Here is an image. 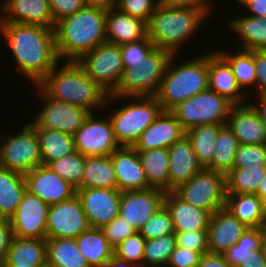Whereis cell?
I'll return each mask as SVG.
<instances>
[{
    "label": "cell",
    "mask_w": 266,
    "mask_h": 267,
    "mask_svg": "<svg viewBox=\"0 0 266 267\" xmlns=\"http://www.w3.org/2000/svg\"><path fill=\"white\" fill-rule=\"evenodd\" d=\"M0 38L13 56L16 69L30 84H38L61 63L55 42L54 28L0 22Z\"/></svg>",
    "instance_id": "cell-1"
},
{
    "label": "cell",
    "mask_w": 266,
    "mask_h": 267,
    "mask_svg": "<svg viewBox=\"0 0 266 267\" xmlns=\"http://www.w3.org/2000/svg\"><path fill=\"white\" fill-rule=\"evenodd\" d=\"M37 85L53 99L85 108L91 113L102 109L109 111L108 105L112 102L111 95L94 82L77 61H65L63 65L61 62Z\"/></svg>",
    "instance_id": "cell-2"
},
{
    "label": "cell",
    "mask_w": 266,
    "mask_h": 267,
    "mask_svg": "<svg viewBox=\"0 0 266 267\" xmlns=\"http://www.w3.org/2000/svg\"><path fill=\"white\" fill-rule=\"evenodd\" d=\"M106 9L87 7L55 23L59 59L77 61L83 54L106 42Z\"/></svg>",
    "instance_id": "cell-3"
},
{
    "label": "cell",
    "mask_w": 266,
    "mask_h": 267,
    "mask_svg": "<svg viewBox=\"0 0 266 267\" xmlns=\"http://www.w3.org/2000/svg\"><path fill=\"white\" fill-rule=\"evenodd\" d=\"M178 56L173 55L170 59L154 95L163 111H171L183 101L209 89L208 51L193 58H184V62L179 61ZM177 60L180 63H176Z\"/></svg>",
    "instance_id": "cell-4"
},
{
    "label": "cell",
    "mask_w": 266,
    "mask_h": 267,
    "mask_svg": "<svg viewBox=\"0 0 266 267\" xmlns=\"http://www.w3.org/2000/svg\"><path fill=\"white\" fill-rule=\"evenodd\" d=\"M208 19L201 10L159 4L147 22V37L156 47L180 55L185 49L184 43L194 39L196 32L202 29L201 24Z\"/></svg>",
    "instance_id": "cell-5"
},
{
    "label": "cell",
    "mask_w": 266,
    "mask_h": 267,
    "mask_svg": "<svg viewBox=\"0 0 266 267\" xmlns=\"http://www.w3.org/2000/svg\"><path fill=\"white\" fill-rule=\"evenodd\" d=\"M128 101L107 112L120 146L132 147L163 111L154 96H113L111 101ZM130 100V102H129Z\"/></svg>",
    "instance_id": "cell-6"
},
{
    "label": "cell",
    "mask_w": 266,
    "mask_h": 267,
    "mask_svg": "<svg viewBox=\"0 0 266 267\" xmlns=\"http://www.w3.org/2000/svg\"><path fill=\"white\" fill-rule=\"evenodd\" d=\"M173 54L156 47L146 58L123 64L124 71L113 96H154L165 76Z\"/></svg>",
    "instance_id": "cell-7"
},
{
    "label": "cell",
    "mask_w": 266,
    "mask_h": 267,
    "mask_svg": "<svg viewBox=\"0 0 266 267\" xmlns=\"http://www.w3.org/2000/svg\"><path fill=\"white\" fill-rule=\"evenodd\" d=\"M233 103L210 89L183 101L170 112L187 131L204 124H226Z\"/></svg>",
    "instance_id": "cell-8"
},
{
    "label": "cell",
    "mask_w": 266,
    "mask_h": 267,
    "mask_svg": "<svg viewBox=\"0 0 266 267\" xmlns=\"http://www.w3.org/2000/svg\"><path fill=\"white\" fill-rule=\"evenodd\" d=\"M21 131L0 136V167L26 174L42 165L36 129L27 122Z\"/></svg>",
    "instance_id": "cell-9"
},
{
    "label": "cell",
    "mask_w": 266,
    "mask_h": 267,
    "mask_svg": "<svg viewBox=\"0 0 266 267\" xmlns=\"http://www.w3.org/2000/svg\"><path fill=\"white\" fill-rule=\"evenodd\" d=\"M174 192L189 204L213 214L225 207L226 176L221 172L203 168Z\"/></svg>",
    "instance_id": "cell-10"
},
{
    "label": "cell",
    "mask_w": 266,
    "mask_h": 267,
    "mask_svg": "<svg viewBox=\"0 0 266 267\" xmlns=\"http://www.w3.org/2000/svg\"><path fill=\"white\" fill-rule=\"evenodd\" d=\"M77 62L109 95L116 91L124 71L120 45L102 43L83 54Z\"/></svg>",
    "instance_id": "cell-11"
},
{
    "label": "cell",
    "mask_w": 266,
    "mask_h": 267,
    "mask_svg": "<svg viewBox=\"0 0 266 267\" xmlns=\"http://www.w3.org/2000/svg\"><path fill=\"white\" fill-rule=\"evenodd\" d=\"M36 95L43 104L40 111L29 122L33 127H42L74 134L84 123L91 112L74 104L58 101L48 96L37 84L33 85Z\"/></svg>",
    "instance_id": "cell-12"
},
{
    "label": "cell",
    "mask_w": 266,
    "mask_h": 267,
    "mask_svg": "<svg viewBox=\"0 0 266 267\" xmlns=\"http://www.w3.org/2000/svg\"><path fill=\"white\" fill-rule=\"evenodd\" d=\"M96 113H91L73 134L75 150L85 157L110 156L121 147L115 138L108 114L102 119Z\"/></svg>",
    "instance_id": "cell-13"
},
{
    "label": "cell",
    "mask_w": 266,
    "mask_h": 267,
    "mask_svg": "<svg viewBox=\"0 0 266 267\" xmlns=\"http://www.w3.org/2000/svg\"><path fill=\"white\" fill-rule=\"evenodd\" d=\"M49 208L48 203L26 190L15 214L9 219L13 236L46 239Z\"/></svg>",
    "instance_id": "cell-14"
},
{
    "label": "cell",
    "mask_w": 266,
    "mask_h": 267,
    "mask_svg": "<svg viewBox=\"0 0 266 267\" xmlns=\"http://www.w3.org/2000/svg\"><path fill=\"white\" fill-rule=\"evenodd\" d=\"M47 238H76L90 228L87 216L77 195L50 205L47 222Z\"/></svg>",
    "instance_id": "cell-15"
},
{
    "label": "cell",
    "mask_w": 266,
    "mask_h": 267,
    "mask_svg": "<svg viewBox=\"0 0 266 267\" xmlns=\"http://www.w3.org/2000/svg\"><path fill=\"white\" fill-rule=\"evenodd\" d=\"M76 195L90 227L102 228L119 215L121 192L117 188H78Z\"/></svg>",
    "instance_id": "cell-16"
},
{
    "label": "cell",
    "mask_w": 266,
    "mask_h": 267,
    "mask_svg": "<svg viewBox=\"0 0 266 267\" xmlns=\"http://www.w3.org/2000/svg\"><path fill=\"white\" fill-rule=\"evenodd\" d=\"M165 193L157 188L121 192L119 215L139 232L164 205Z\"/></svg>",
    "instance_id": "cell-17"
},
{
    "label": "cell",
    "mask_w": 266,
    "mask_h": 267,
    "mask_svg": "<svg viewBox=\"0 0 266 267\" xmlns=\"http://www.w3.org/2000/svg\"><path fill=\"white\" fill-rule=\"evenodd\" d=\"M26 190L49 205L67 201L76 195L77 189L46 165L24 174Z\"/></svg>",
    "instance_id": "cell-18"
},
{
    "label": "cell",
    "mask_w": 266,
    "mask_h": 267,
    "mask_svg": "<svg viewBox=\"0 0 266 267\" xmlns=\"http://www.w3.org/2000/svg\"><path fill=\"white\" fill-rule=\"evenodd\" d=\"M186 131L170 111H162L156 120L141 134L132 145L138 153L156 148H169L185 135Z\"/></svg>",
    "instance_id": "cell-19"
},
{
    "label": "cell",
    "mask_w": 266,
    "mask_h": 267,
    "mask_svg": "<svg viewBox=\"0 0 266 267\" xmlns=\"http://www.w3.org/2000/svg\"><path fill=\"white\" fill-rule=\"evenodd\" d=\"M1 1L0 22L31 24L48 28L55 27L48 0Z\"/></svg>",
    "instance_id": "cell-20"
},
{
    "label": "cell",
    "mask_w": 266,
    "mask_h": 267,
    "mask_svg": "<svg viewBox=\"0 0 266 267\" xmlns=\"http://www.w3.org/2000/svg\"><path fill=\"white\" fill-rule=\"evenodd\" d=\"M120 192L150 188L139 154L128 146H121L111 155Z\"/></svg>",
    "instance_id": "cell-21"
},
{
    "label": "cell",
    "mask_w": 266,
    "mask_h": 267,
    "mask_svg": "<svg viewBox=\"0 0 266 267\" xmlns=\"http://www.w3.org/2000/svg\"><path fill=\"white\" fill-rule=\"evenodd\" d=\"M226 124L238 139L239 144H266L264 124L250 101L233 105Z\"/></svg>",
    "instance_id": "cell-22"
},
{
    "label": "cell",
    "mask_w": 266,
    "mask_h": 267,
    "mask_svg": "<svg viewBox=\"0 0 266 267\" xmlns=\"http://www.w3.org/2000/svg\"><path fill=\"white\" fill-rule=\"evenodd\" d=\"M208 83L210 90L227 98L234 105L252 99L240 89L229 63L216 50L208 52Z\"/></svg>",
    "instance_id": "cell-23"
},
{
    "label": "cell",
    "mask_w": 266,
    "mask_h": 267,
    "mask_svg": "<svg viewBox=\"0 0 266 267\" xmlns=\"http://www.w3.org/2000/svg\"><path fill=\"white\" fill-rule=\"evenodd\" d=\"M245 227L225 207L215 211L208 227V248L211 253L224 254L241 237Z\"/></svg>",
    "instance_id": "cell-24"
},
{
    "label": "cell",
    "mask_w": 266,
    "mask_h": 267,
    "mask_svg": "<svg viewBox=\"0 0 266 267\" xmlns=\"http://www.w3.org/2000/svg\"><path fill=\"white\" fill-rule=\"evenodd\" d=\"M169 191L188 182L203 167L198 162L189 138L184 135L169 148Z\"/></svg>",
    "instance_id": "cell-25"
},
{
    "label": "cell",
    "mask_w": 266,
    "mask_h": 267,
    "mask_svg": "<svg viewBox=\"0 0 266 267\" xmlns=\"http://www.w3.org/2000/svg\"><path fill=\"white\" fill-rule=\"evenodd\" d=\"M164 205L170 212L175 232L208 230L212 214L184 201L174 191L165 193Z\"/></svg>",
    "instance_id": "cell-26"
},
{
    "label": "cell",
    "mask_w": 266,
    "mask_h": 267,
    "mask_svg": "<svg viewBox=\"0 0 266 267\" xmlns=\"http://www.w3.org/2000/svg\"><path fill=\"white\" fill-rule=\"evenodd\" d=\"M147 37V22L115 7L106 13V42L123 45Z\"/></svg>",
    "instance_id": "cell-27"
},
{
    "label": "cell",
    "mask_w": 266,
    "mask_h": 267,
    "mask_svg": "<svg viewBox=\"0 0 266 267\" xmlns=\"http://www.w3.org/2000/svg\"><path fill=\"white\" fill-rule=\"evenodd\" d=\"M225 24L236 35L235 48L253 51L266 50V17H251L246 14L227 18ZM239 37V38H238ZM239 40V41H238Z\"/></svg>",
    "instance_id": "cell-28"
},
{
    "label": "cell",
    "mask_w": 266,
    "mask_h": 267,
    "mask_svg": "<svg viewBox=\"0 0 266 267\" xmlns=\"http://www.w3.org/2000/svg\"><path fill=\"white\" fill-rule=\"evenodd\" d=\"M225 208L247 228L266 224V203L256 194H227Z\"/></svg>",
    "instance_id": "cell-29"
},
{
    "label": "cell",
    "mask_w": 266,
    "mask_h": 267,
    "mask_svg": "<svg viewBox=\"0 0 266 267\" xmlns=\"http://www.w3.org/2000/svg\"><path fill=\"white\" fill-rule=\"evenodd\" d=\"M5 261L16 267H47L46 239L13 236Z\"/></svg>",
    "instance_id": "cell-30"
},
{
    "label": "cell",
    "mask_w": 266,
    "mask_h": 267,
    "mask_svg": "<svg viewBox=\"0 0 266 267\" xmlns=\"http://www.w3.org/2000/svg\"><path fill=\"white\" fill-rule=\"evenodd\" d=\"M227 50L216 49L229 63L240 89L250 98L251 92H254L252 90L256 88L255 50L248 51L239 48L233 49V52Z\"/></svg>",
    "instance_id": "cell-31"
},
{
    "label": "cell",
    "mask_w": 266,
    "mask_h": 267,
    "mask_svg": "<svg viewBox=\"0 0 266 267\" xmlns=\"http://www.w3.org/2000/svg\"><path fill=\"white\" fill-rule=\"evenodd\" d=\"M75 241L90 267H105L114 256V248L107 241L101 228L90 227L76 237Z\"/></svg>",
    "instance_id": "cell-32"
},
{
    "label": "cell",
    "mask_w": 266,
    "mask_h": 267,
    "mask_svg": "<svg viewBox=\"0 0 266 267\" xmlns=\"http://www.w3.org/2000/svg\"><path fill=\"white\" fill-rule=\"evenodd\" d=\"M26 191L24 174L0 167V215L10 219Z\"/></svg>",
    "instance_id": "cell-33"
},
{
    "label": "cell",
    "mask_w": 266,
    "mask_h": 267,
    "mask_svg": "<svg viewBox=\"0 0 266 267\" xmlns=\"http://www.w3.org/2000/svg\"><path fill=\"white\" fill-rule=\"evenodd\" d=\"M47 267H90L74 238H46Z\"/></svg>",
    "instance_id": "cell-34"
},
{
    "label": "cell",
    "mask_w": 266,
    "mask_h": 267,
    "mask_svg": "<svg viewBox=\"0 0 266 267\" xmlns=\"http://www.w3.org/2000/svg\"><path fill=\"white\" fill-rule=\"evenodd\" d=\"M37 132L42 164L64 157L75 151L72 134L42 127H34Z\"/></svg>",
    "instance_id": "cell-35"
},
{
    "label": "cell",
    "mask_w": 266,
    "mask_h": 267,
    "mask_svg": "<svg viewBox=\"0 0 266 267\" xmlns=\"http://www.w3.org/2000/svg\"><path fill=\"white\" fill-rule=\"evenodd\" d=\"M82 188H117L111 156H86Z\"/></svg>",
    "instance_id": "cell-36"
},
{
    "label": "cell",
    "mask_w": 266,
    "mask_h": 267,
    "mask_svg": "<svg viewBox=\"0 0 266 267\" xmlns=\"http://www.w3.org/2000/svg\"><path fill=\"white\" fill-rule=\"evenodd\" d=\"M150 188L169 192V152L167 148L151 149L139 154Z\"/></svg>",
    "instance_id": "cell-37"
},
{
    "label": "cell",
    "mask_w": 266,
    "mask_h": 267,
    "mask_svg": "<svg viewBox=\"0 0 266 267\" xmlns=\"http://www.w3.org/2000/svg\"><path fill=\"white\" fill-rule=\"evenodd\" d=\"M225 124H204L186 131L198 162L206 168L214 157L215 141L219 129Z\"/></svg>",
    "instance_id": "cell-38"
},
{
    "label": "cell",
    "mask_w": 266,
    "mask_h": 267,
    "mask_svg": "<svg viewBox=\"0 0 266 267\" xmlns=\"http://www.w3.org/2000/svg\"><path fill=\"white\" fill-rule=\"evenodd\" d=\"M239 147V141L227 124L218 132L215 141V151L212 162L206 167L212 171L227 174L234 168L235 154Z\"/></svg>",
    "instance_id": "cell-39"
},
{
    "label": "cell",
    "mask_w": 266,
    "mask_h": 267,
    "mask_svg": "<svg viewBox=\"0 0 266 267\" xmlns=\"http://www.w3.org/2000/svg\"><path fill=\"white\" fill-rule=\"evenodd\" d=\"M225 176L226 194H256L266 176V166L233 168Z\"/></svg>",
    "instance_id": "cell-40"
},
{
    "label": "cell",
    "mask_w": 266,
    "mask_h": 267,
    "mask_svg": "<svg viewBox=\"0 0 266 267\" xmlns=\"http://www.w3.org/2000/svg\"><path fill=\"white\" fill-rule=\"evenodd\" d=\"M84 163L85 156L75 150L46 166L78 189L82 188Z\"/></svg>",
    "instance_id": "cell-41"
},
{
    "label": "cell",
    "mask_w": 266,
    "mask_h": 267,
    "mask_svg": "<svg viewBox=\"0 0 266 267\" xmlns=\"http://www.w3.org/2000/svg\"><path fill=\"white\" fill-rule=\"evenodd\" d=\"M176 247L175 234L165 235L145 242L143 265L145 267H166Z\"/></svg>",
    "instance_id": "cell-42"
},
{
    "label": "cell",
    "mask_w": 266,
    "mask_h": 267,
    "mask_svg": "<svg viewBox=\"0 0 266 267\" xmlns=\"http://www.w3.org/2000/svg\"><path fill=\"white\" fill-rule=\"evenodd\" d=\"M261 249L260 228H246L235 245L224 256L232 267H238L253 251Z\"/></svg>",
    "instance_id": "cell-43"
},
{
    "label": "cell",
    "mask_w": 266,
    "mask_h": 267,
    "mask_svg": "<svg viewBox=\"0 0 266 267\" xmlns=\"http://www.w3.org/2000/svg\"><path fill=\"white\" fill-rule=\"evenodd\" d=\"M139 233L146 239H156L165 235L175 234L174 224L168 209L163 205L143 225Z\"/></svg>",
    "instance_id": "cell-44"
},
{
    "label": "cell",
    "mask_w": 266,
    "mask_h": 267,
    "mask_svg": "<svg viewBox=\"0 0 266 267\" xmlns=\"http://www.w3.org/2000/svg\"><path fill=\"white\" fill-rule=\"evenodd\" d=\"M145 242L146 239L136 232L114 248V256L133 264H143Z\"/></svg>",
    "instance_id": "cell-45"
},
{
    "label": "cell",
    "mask_w": 266,
    "mask_h": 267,
    "mask_svg": "<svg viewBox=\"0 0 266 267\" xmlns=\"http://www.w3.org/2000/svg\"><path fill=\"white\" fill-rule=\"evenodd\" d=\"M266 166V144H239L234 168Z\"/></svg>",
    "instance_id": "cell-46"
},
{
    "label": "cell",
    "mask_w": 266,
    "mask_h": 267,
    "mask_svg": "<svg viewBox=\"0 0 266 267\" xmlns=\"http://www.w3.org/2000/svg\"><path fill=\"white\" fill-rule=\"evenodd\" d=\"M159 0H115L114 7L122 13L140 18L146 22L155 12Z\"/></svg>",
    "instance_id": "cell-47"
},
{
    "label": "cell",
    "mask_w": 266,
    "mask_h": 267,
    "mask_svg": "<svg viewBox=\"0 0 266 267\" xmlns=\"http://www.w3.org/2000/svg\"><path fill=\"white\" fill-rule=\"evenodd\" d=\"M156 46L148 38L120 45L123 64H134L146 58Z\"/></svg>",
    "instance_id": "cell-48"
},
{
    "label": "cell",
    "mask_w": 266,
    "mask_h": 267,
    "mask_svg": "<svg viewBox=\"0 0 266 267\" xmlns=\"http://www.w3.org/2000/svg\"><path fill=\"white\" fill-rule=\"evenodd\" d=\"M101 229L113 248L117 247L122 241L137 232V230L120 215L114 218L110 223L104 225Z\"/></svg>",
    "instance_id": "cell-49"
},
{
    "label": "cell",
    "mask_w": 266,
    "mask_h": 267,
    "mask_svg": "<svg viewBox=\"0 0 266 267\" xmlns=\"http://www.w3.org/2000/svg\"><path fill=\"white\" fill-rule=\"evenodd\" d=\"M176 246L188 248L201 255L209 252L208 230L175 232Z\"/></svg>",
    "instance_id": "cell-50"
},
{
    "label": "cell",
    "mask_w": 266,
    "mask_h": 267,
    "mask_svg": "<svg viewBox=\"0 0 266 267\" xmlns=\"http://www.w3.org/2000/svg\"><path fill=\"white\" fill-rule=\"evenodd\" d=\"M200 257L199 252L176 246L166 267H198Z\"/></svg>",
    "instance_id": "cell-51"
},
{
    "label": "cell",
    "mask_w": 266,
    "mask_h": 267,
    "mask_svg": "<svg viewBox=\"0 0 266 267\" xmlns=\"http://www.w3.org/2000/svg\"><path fill=\"white\" fill-rule=\"evenodd\" d=\"M54 23L85 7L83 0H48Z\"/></svg>",
    "instance_id": "cell-52"
},
{
    "label": "cell",
    "mask_w": 266,
    "mask_h": 267,
    "mask_svg": "<svg viewBox=\"0 0 266 267\" xmlns=\"http://www.w3.org/2000/svg\"><path fill=\"white\" fill-rule=\"evenodd\" d=\"M210 2L211 0H159V4L167 7L201 10L208 18L216 7L214 2Z\"/></svg>",
    "instance_id": "cell-53"
},
{
    "label": "cell",
    "mask_w": 266,
    "mask_h": 267,
    "mask_svg": "<svg viewBox=\"0 0 266 267\" xmlns=\"http://www.w3.org/2000/svg\"><path fill=\"white\" fill-rule=\"evenodd\" d=\"M255 67L256 88L253 99L266 95V50H255Z\"/></svg>",
    "instance_id": "cell-54"
},
{
    "label": "cell",
    "mask_w": 266,
    "mask_h": 267,
    "mask_svg": "<svg viewBox=\"0 0 266 267\" xmlns=\"http://www.w3.org/2000/svg\"><path fill=\"white\" fill-rule=\"evenodd\" d=\"M13 238L11 225L8 219L0 220V263L7 258L10 243Z\"/></svg>",
    "instance_id": "cell-55"
},
{
    "label": "cell",
    "mask_w": 266,
    "mask_h": 267,
    "mask_svg": "<svg viewBox=\"0 0 266 267\" xmlns=\"http://www.w3.org/2000/svg\"><path fill=\"white\" fill-rule=\"evenodd\" d=\"M241 8L245 7L246 15L251 17H266V0H235ZM249 12H248V11Z\"/></svg>",
    "instance_id": "cell-56"
},
{
    "label": "cell",
    "mask_w": 266,
    "mask_h": 267,
    "mask_svg": "<svg viewBox=\"0 0 266 267\" xmlns=\"http://www.w3.org/2000/svg\"><path fill=\"white\" fill-rule=\"evenodd\" d=\"M198 267H232L224 254L207 252L201 255Z\"/></svg>",
    "instance_id": "cell-57"
},
{
    "label": "cell",
    "mask_w": 266,
    "mask_h": 267,
    "mask_svg": "<svg viewBox=\"0 0 266 267\" xmlns=\"http://www.w3.org/2000/svg\"><path fill=\"white\" fill-rule=\"evenodd\" d=\"M238 267H266V256L261 249L253 251Z\"/></svg>",
    "instance_id": "cell-58"
},
{
    "label": "cell",
    "mask_w": 266,
    "mask_h": 267,
    "mask_svg": "<svg viewBox=\"0 0 266 267\" xmlns=\"http://www.w3.org/2000/svg\"><path fill=\"white\" fill-rule=\"evenodd\" d=\"M257 100H253L251 103L255 106L257 109L262 123L264 124L265 131H266V95L265 96H260V97H255ZM258 101V102H257Z\"/></svg>",
    "instance_id": "cell-59"
},
{
    "label": "cell",
    "mask_w": 266,
    "mask_h": 267,
    "mask_svg": "<svg viewBox=\"0 0 266 267\" xmlns=\"http://www.w3.org/2000/svg\"><path fill=\"white\" fill-rule=\"evenodd\" d=\"M87 7H97L108 10L114 7L115 0H83Z\"/></svg>",
    "instance_id": "cell-60"
},
{
    "label": "cell",
    "mask_w": 266,
    "mask_h": 267,
    "mask_svg": "<svg viewBox=\"0 0 266 267\" xmlns=\"http://www.w3.org/2000/svg\"><path fill=\"white\" fill-rule=\"evenodd\" d=\"M105 267H145L143 264H133L113 256L105 265Z\"/></svg>",
    "instance_id": "cell-61"
},
{
    "label": "cell",
    "mask_w": 266,
    "mask_h": 267,
    "mask_svg": "<svg viewBox=\"0 0 266 267\" xmlns=\"http://www.w3.org/2000/svg\"><path fill=\"white\" fill-rule=\"evenodd\" d=\"M256 195H258L266 203V176L260 182V184L257 188Z\"/></svg>",
    "instance_id": "cell-62"
},
{
    "label": "cell",
    "mask_w": 266,
    "mask_h": 267,
    "mask_svg": "<svg viewBox=\"0 0 266 267\" xmlns=\"http://www.w3.org/2000/svg\"><path fill=\"white\" fill-rule=\"evenodd\" d=\"M260 235H261V250L266 256V225L260 227Z\"/></svg>",
    "instance_id": "cell-63"
},
{
    "label": "cell",
    "mask_w": 266,
    "mask_h": 267,
    "mask_svg": "<svg viewBox=\"0 0 266 267\" xmlns=\"http://www.w3.org/2000/svg\"><path fill=\"white\" fill-rule=\"evenodd\" d=\"M0 267H16V266L10 265L6 261H4V262L0 263Z\"/></svg>",
    "instance_id": "cell-64"
}]
</instances>
